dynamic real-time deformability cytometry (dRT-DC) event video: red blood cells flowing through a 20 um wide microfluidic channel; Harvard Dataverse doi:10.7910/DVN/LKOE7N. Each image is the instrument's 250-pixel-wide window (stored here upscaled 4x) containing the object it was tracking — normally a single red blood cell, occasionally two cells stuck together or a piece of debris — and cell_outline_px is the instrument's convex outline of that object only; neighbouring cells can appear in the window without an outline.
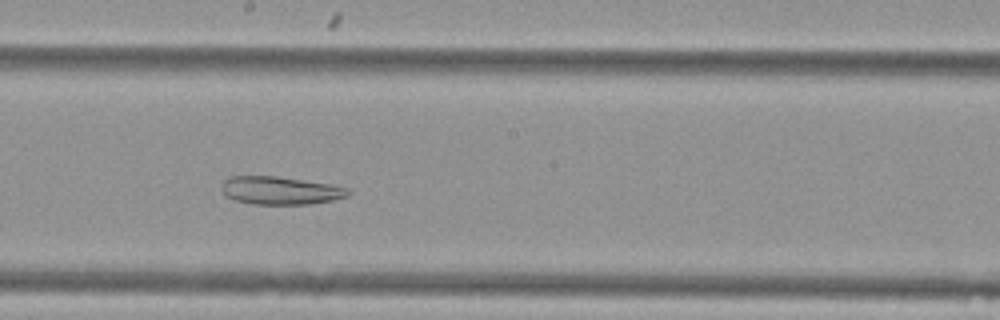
{"species": "Egyptian fruit bat (a non-hibernating species)", "species_latin": "Rousettus aegyptiacus", "temperature_condition": "cold", "stored_images_in_passage": 47, "camera_frame_rate_fps": 3000, "um_per_image_px": 0.085, "animal": {"sex": "female"}, "frame": {"image": 1, "passage_image": 23, "time_ms": 7.333, "image_size_px": [1000, 320], "cell_outline_px": [[352, 192], [348, 196], [332, 200], [308, 204], [252, 204], [232, 200], [224, 192], [220, 184], [228, 176], [276, 176], [328, 184], [348, 188]], "centroid_in_image_um": [23.8, 16.19], "position_along_channel_um": 224.4, "area_um2": 20.58}}
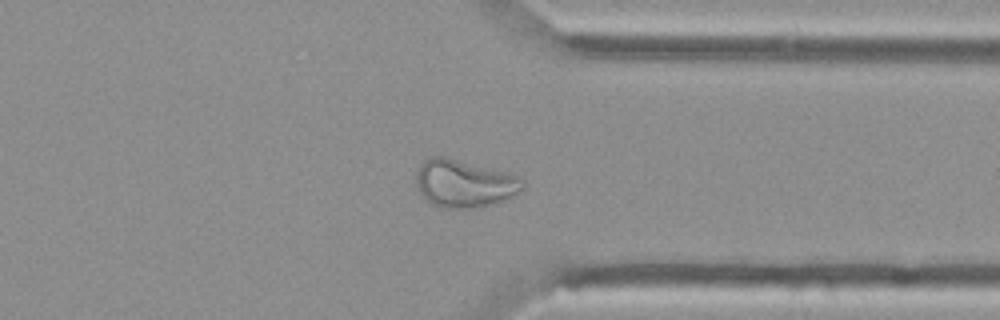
{"frame": {"image": 2, "passage_image": 35, "time_ms": 11.333, "image_size_px": [1000, 320], "cell_outline_px": [[524, 188], [520, 192], [512, 196], [480, 208], [444, 208], [432, 204], [420, 192], [416, 184], [416, 172], [420, 164], [424, 160], [432, 156], [444, 156], [508, 172], [520, 176], [524, 180]], "centroid_in_image_um": [39.48, 15.59], "position_along_channel_um": 371.9, "area_um2": 29.71}}
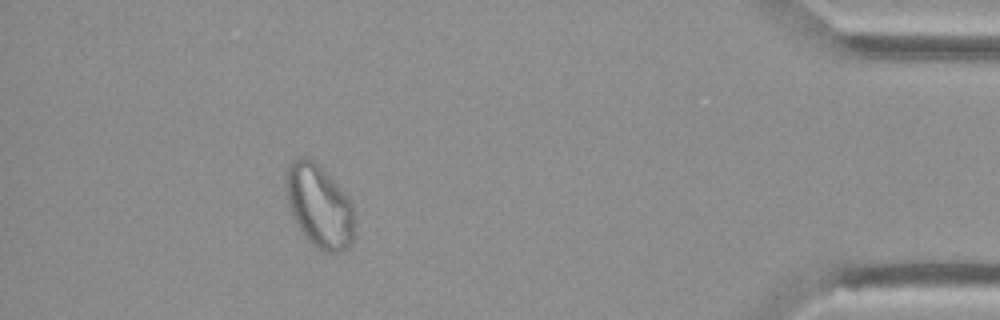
{"frame": {"image": 3, "passage_image": 42, "time_ms": 13.667, "image_size_px": [1000, 320], "cell_outline_px": [[352, 244], [344, 252], [324, 252], [316, 248], [308, 240], [296, 224], [292, 216], [288, 204], [284, 180], [288, 164], [296, 156], [304, 156], [312, 160], [348, 196], [352, 204]], "centroid_in_image_um": [27.09, 17.52], "position_along_channel_um": 408.1, "area_um2": 32.95}, "authors_computed_cell_mechanics": {"area_um2": 29.9982, "velocity_mm_per_s": 3.7272, "shape_relaxation_time_tau1_ms": null, "shape_relaxation_time_tau2_ms": 4.836, "deformation_change_tau1": null, "deformation_change_tau2": 0.1164}}